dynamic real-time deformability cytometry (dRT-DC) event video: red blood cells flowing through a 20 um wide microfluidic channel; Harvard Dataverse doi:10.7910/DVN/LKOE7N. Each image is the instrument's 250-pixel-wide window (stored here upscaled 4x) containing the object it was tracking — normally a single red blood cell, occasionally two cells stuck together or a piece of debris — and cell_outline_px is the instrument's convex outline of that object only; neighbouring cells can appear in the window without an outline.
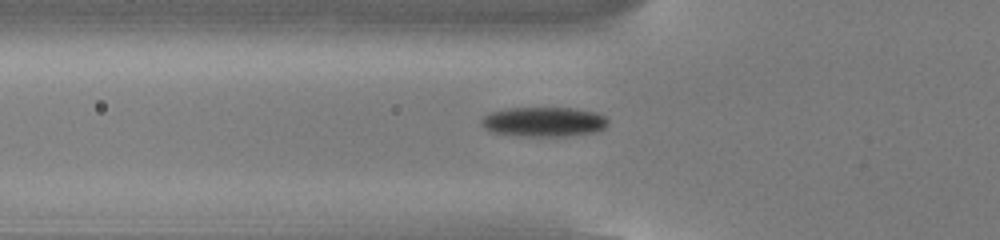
{"species": "common noctule bat (a hibernating species)", "species_latin": "Nyctalus noctula", "temperature_condition": "cold", "stored_images_in_passage": 54, "camera_frame_rate_fps": 3000, "um_per_image_px": 0.085, "animal": {"sex": "male", "body_mass_g": 13.0, "forearm_length_mm": 53.1}, "frame": {"image": 1, "passage_image": 19, "time_ms": 6.0, "image_size_px": [1000, 240], "cell_outline_px": [[608, 124], [604, 128], [596, 132], [564, 136], [524, 136], [492, 132], [484, 128], [480, 124], [480, 120], [488, 112], [508, 108], [572, 108], [596, 112], [604, 116], [608, 120]], "centroid_in_image_um": [46.2, 10.35], "position_along_channel_um": 79.6, "area_um2": 21.96}}
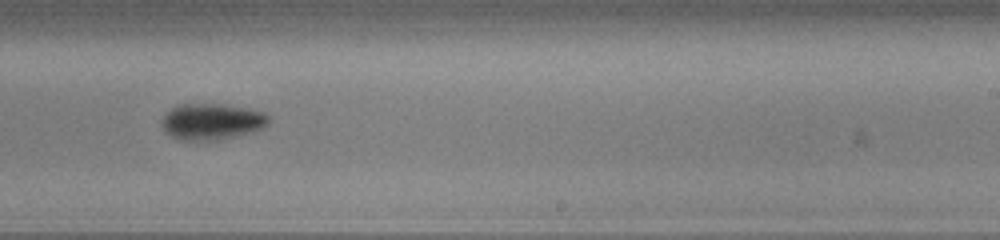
{"frame": {"image": 2, "passage_image": 34, "time_ms": 11.0, "image_size_px": [1000, 240], "cell_outline_px": [[268, 124], [260, 128], [236, 136], [216, 140], [180, 140], [172, 136], [164, 128], [164, 116], [172, 108], [180, 104], [228, 104], [248, 108], [264, 112], [268, 116]], "centroid_in_image_um": [18.03, 10.32], "position_along_channel_um": 271.0, "area_um2": 22.14}}
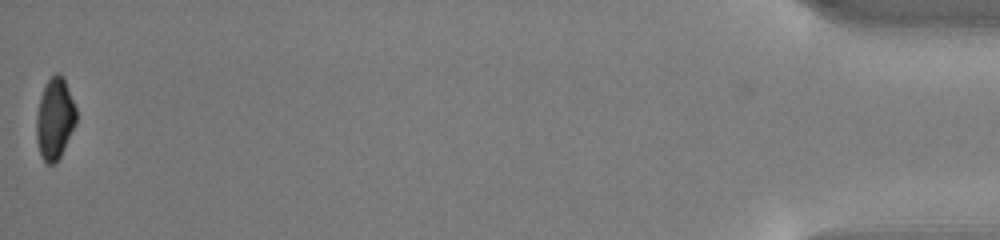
{"frame": {"image": 3, "passage_image": 54, "time_ms": 17.667, "image_size_px": [1000, 240], "cell_outline_px": [[76, 124], [56, 164], [48, 164], [40, 156], [36, 140], [36, 116], [40, 96], [48, 80], [56, 72], [60, 72], [68, 88], [76, 108]], "centroid_in_image_um": [4.65, 10.11], "position_along_channel_um": 430.6, "area_um2": 18.9}, "authors_computed_cell_mechanics": {"area_um2": 20.1433, "velocity_mm_per_s": 3.8364, "shape_relaxation_time_tau1_ms": 2.3124, "shape_relaxation_time_tau2_ms": null, "deformation_change_tau1": 0.1237, "deformation_change_tau2": null}}